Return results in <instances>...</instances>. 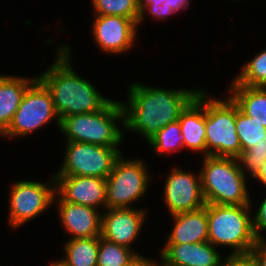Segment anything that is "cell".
Wrapping results in <instances>:
<instances>
[{"mask_svg": "<svg viewBox=\"0 0 266 266\" xmlns=\"http://www.w3.org/2000/svg\"><path fill=\"white\" fill-rule=\"evenodd\" d=\"M59 219L71 239L101 236L102 214L97 209L64 201L57 193Z\"/></svg>", "mask_w": 266, "mask_h": 266, "instance_id": "obj_16", "label": "cell"}, {"mask_svg": "<svg viewBox=\"0 0 266 266\" xmlns=\"http://www.w3.org/2000/svg\"><path fill=\"white\" fill-rule=\"evenodd\" d=\"M200 175L207 204H252L246 187L247 174L240 168L237 158L207 155Z\"/></svg>", "mask_w": 266, "mask_h": 266, "instance_id": "obj_3", "label": "cell"}, {"mask_svg": "<svg viewBox=\"0 0 266 266\" xmlns=\"http://www.w3.org/2000/svg\"><path fill=\"white\" fill-rule=\"evenodd\" d=\"M36 79L37 77L26 79L0 75V135L7 130L21 104L23 95Z\"/></svg>", "mask_w": 266, "mask_h": 266, "instance_id": "obj_19", "label": "cell"}, {"mask_svg": "<svg viewBox=\"0 0 266 266\" xmlns=\"http://www.w3.org/2000/svg\"><path fill=\"white\" fill-rule=\"evenodd\" d=\"M178 121L184 147L188 150L204 151V156H207L204 91L198 92L197 96L181 112Z\"/></svg>", "mask_w": 266, "mask_h": 266, "instance_id": "obj_17", "label": "cell"}, {"mask_svg": "<svg viewBox=\"0 0 266 266\" xmlns=\"http://www.w3.org/2000/svg\"><path fill=\"white\" fill-rule=\"evenodd\" d=\"M120 155L106 178V205L109 208H132L146 193L150 177L141 159L123 160Z\"/></svg>", "mask_w": 266, "mask_h": 266, "instance_id": "obj_7", "label": "cell"}, {"mask_svg": "<svg viewBox=\"0 0 266 266\" xmlns=\"http://www.w3.org/2000/svg\"><path fill=\"white\" fill-rule=\"evenodd\" d=\"M254 179L259 180L266 187V160L261 166V169L255 174Z\"/></svg>", "mask_w": 266, "mask_h": 266, "instance_id": "obj_35", "label": "cell"}, {"mask_svg": "<svg viewBox=\"0 0 266 266\" xmlns=\"http://www.w3.org/2000/svg\"><path fill=\"white\" fill-rule=\"evenodd\" d=\"M92 27L93 40L100 49L122 54L133 46L138 22L121 16L96 15Z\"/></svg>", "mask_w": 266, "mask_h": 266, "instance_id": "obj_12", "label": "cell"}, {"mask_svg": "<svg viewBox=\"0 0 266 266\" xmlns=\"http://www.w3.org/2000/svg\"><path fill=\"white\" fill-rule=\"evenodd\" d=\"M120 121L124 125L122 104L112 100L100 111L64 117L60 121V130L69 142L118 147L124 137L116 123Z\"/></svg>", "mask_w": 266, "mask_h": 266, "instance_id": "obj_4", "label": "cell"}, {"mask_svg": "<svg viewBox=\"0 0 266 266\" xmlns=\"http://www.w3.org/2000/svg\"><path fill=\"white\" fill-rule=\"evenodd\" d=\"M205 93V130L207 155L234 157L241 153L236 133V103L229 96L220 100Z\"/></svg>", "mask_w": 266, "mask_h": 266, "instance_id": "obj_6", "label": "cell"}, {"mask_svg": "<svg viewBox=\"0 0 266 266\" xmlns=\"http://www.w3.org/2000/svg\"><path fill=\"white\" fill-rule=\"evenodd\" d=\"M223 266H259L256 258L251 253L232 254L227 257Z\"/></svg>", "mask_w": 266, "mask_h": 266, "instance_id": "obj_29", "label": "cell"}, {"mask_svg": "<svg viewBox=\"0 0 266 266\" xmlns=\"http://www.w3.org/2000/svg\"><path fill=\"white\" fill-rule=\"evenodd\" d=\"M167 176L164 201L171 215L197 210L206 205L202 192L201 175L173 168Z\"/></svg>", "mask_w": 266, "mask_h": 266, "instance_id": "obj_11", "label": "cell"}, {"mask_svg": "<svg viewBox=\"0 0 266 266\" xmlns=\"http://www.w3.org/2000/svg\"><path fill=\"white\" fill-rule=\"evenodd\" d=\"M174 228L166 244H186L208 241L207 203L197 210L171 215Z\"/></svg>", "mask_w": 266, "mask_h": 266, "instance_id": "obj_18", "label": "cell"}, {"mask_svg": "<svg viewBox=\"0 0 266 266\" xmlns=\"http://www.w3.org/2000/svg\"><path fill=\"white\" fill-rule=\"evenodd\" d=\"M232 85L266 87V49L244 65Z\"/></svg>", "mask_w": 266, "mask_h": 266, "instance_id": "obj_24", "label": "cell"}, {"mask_svg": "<svg viewBox=\"0 0 266 266\" xmlns=\"http://www.w3.org/2000/svg\"><path fill=\"white\" fill-rule=\"evenodd\" d=\"M266 240H258L250 253L256 258L259 266H266Z\"/></svg>", "mask_w": 266, "mask_h": 266, "instance_id": "obj_31", "label": "cell"}, {"mask_svg": "<svg viewBox=\"0 0 266 266\" xmlns=\"http://www.w3.org/2000/svg\"><path fill=\"white\" fill-rule=\"evenodd\" d=\"M128 103L121 102L125 129L142 134L148 142L160 129L179 120L181 112L200 90H165L133 83Z\"/></svg>", "mask_w": 266, "mask_h": 266, "instance_id": "obj_1", "label": "cell"}, {"mask_svg": "<svg viewBox=\"0 0 266 266\" xmlns=\"http://www.w3.org/2000/svg\"><path fill=\"white\" fill-rule=\"evenodd\" d=\"M237 160L244 174H246L245 170H247L254 177L266 160V144H256L250 147L241 152Z\"/></svg>", "mask_w": 266, "mask_h": 266, "instance_id": "obj_27", "label": "cell"}, {"mask_svg": "<svg viewBox=\"0 0 266 266\" xmlns=\"http://www.w3.org/2000/svg\"><path fill=\"white\" fill-rule=\"evenodd\" d=\"M210 242L165 244L161 265L157 266H223L224 260Z\"/></svg>", "mask_w": 266, "mask_h": 266, "instance_id": "obj_15", "label": "cell"}, {"mask_svg": "<svg viewBox=\"0 0 266 266\" xmlns=\"http://www.w3.org/2000/svg\"><path fill=\"white\" fill-rule=\"evenodd\" d=\"M56 193L64 201L97 209L106 205V179L90 176H54ZM98 205V206H97Z\"/></svg>", "mask_w": 266, "mask_h": 266, "instance_id": "obj_14", "label": "cell"}, {"mask_svg": "<svg viewBox=\"0 0 266 266\" xmlns=\"http://www.w3.org/2000/svg\"><path fill=\"white\" fill-rule=\"evenodd\" d=\"M252 220L253 231L256 239L263 240L264 237L261 235V232L266 230V198H264V201L260 204L259 209L256 212V216H254Z\"/></svg>", "mask_w": 266, "mask_h": 266, "instance_id": "obj_28", "label": "cell"}, {"mask_svg": "<svg viewBox=\"0 0 266 266\" xmlns=\"http://www.w3.org/2000/svg\"><path fill=\"white\" fill-rule=\"evenodd\" d=\"M54 117H57V125L60 128L59 115L56 113L51 93L37 78L27 88L21 104L3 136L9 138L10 136L28 135L43 127Z\"/></svg>", "mask_w": 266, "mask_h": 266, "instance_id": "obj_9", "label": "cell"}, {"mask_svg": "<svg viewBox=\"0 0 266 266\" xmlns=\"http://www.w3.org/2000/svg\"><path fill=\"white\" fill-rule=\"evenodd\" d=\"M50 266H59L56 262L53 261Z\"/></svg>", "mask_w": 266, "mask_h": 266, "instance_id": "obj_36", "label": "cell"}, {"mask_svg": "<svg viewBox=\"0 0 266 266\" xmlns=\"http://www.w3.org/2000/svg\"><path fill=\"white\" fill-rule=\"evenodd\" d=\"M165 4L170 6L171 9L176 13L179 10L186 9L189 6V0H166Z\"/></svg>", "mask_w": 266, "mask_h": 266, "instance_id": "obj_32", "label": "cell"}, {"mask_svg": "<svg viewBox=\"0 0 266 266\" xmlns=\"http://www.w3.org/2000/svg\"><path fill=\"white\" fill-rule=\"evenodd\" d=\"M102 214L101 237L107 241L131 248L145 221V210L109 208Z\"/></svg>", "mask_w": 266, "mask_h": 266, "instance_id": "obj_13", "label": "cell"}, {"mask_svg": "<svg viewBox=\"0 0 266 266\" xmlns=\"http://www.w3.org/2000/svg\"><path fill=\"white\" fill-rule=\"evenodd\" d=\"M52 178L50 185L29 180L14 183L9 194L10 227L15 229L49 208L56 194V180Z\"/></svg>", "mask_w": 266, "mask_h": 266, "instance_id": "obj_10", "label": "cell"}, {"mask_svg": "<svg viewBox=\"0 0 266 266\" xmlns=\"http://www.w3.org/2000/svg\"><path fill=\"white\" fill-rule=\"evenodd\" d=\"M250 205L207 204L208 242L232 247V254L250 253L257 243Z\"/></svg>", "mask_w": 266, "mask_h": 266, "instance_id": "obj_5", "label": "cell"}, {"mask_svg": "<svg viewBox=\"0 0 266 266\" xmlns=\"http://www.w3.org/2000/svg\"><path fill=\"white\" fill-rule=\"evenodd\" d=\"M161 0H137V5H138V9L140 12V17L138 20V26L141 22H143V18H144V14H145V8L152 4V3H156V2H160Z\"/></svg>", "mask_w": 266, "mask_h": 266, "instance_id": "obj_34", "label": "cell"}, {"mask_svg": "<svg viewBox=\"0 0 266 266\" xmlns=\"http://www.w3.org/2000/svg\"><path fill=\"white\" fill-rule=\"evenodd\" d=\"M66 143L65 157L55 176H90L106 179L116 159L122 155L118 147L69 141Z\"/></svg>", "mask_w": 266, "mask_h": 266, "instance_id": "obj_8", "label": "cell"}, {"mask_svg": "<svg viewBox=\"0 0 266 266\" xmlns=\"http://www.w3.org/2000/svg\"><path fill=\"white\" fill-rule=\"evenodd\" d=\"M148 143L158 155L182 150L184 145L179 121L169 123L160 129Z\"/></svg>", "mask_w": 266, "mask_h": 266, "instance_id": "obj_25", "label": "cell"}, {"mask_svg": "<svg viewBox=\"0 0 266 266\" xmlns=\"http://www.w3.org/2000/svg\"><path fill=\"white\" fill-rule=\"evenodd\" d=\"M236 133L241 144V152L254 145L266 144V127L245 115L236 104Z\"/></svg>", "mask_w": 266, "mask_h": 266, "instance_id": "obj_22", "label": "cell"}, {"mask_svg": "<svg viewBox=\"0 0 266 266\" xmlns=\"http://www.w3.org/2000/svg\"><path fill=\"white\" fill-rule=\"evenodd\" d=\"M65 257L59 266H97L99 237L69 239L64 244Z\"/></svg>", "mask_w": 266, "mask_h": 266, "instance_id": "obj_21", "label": "cell"}, {"mask_svg": "<svg viewBox=\"0 0 266 266\" xmlns=\"http://www.w3.org/2000/svg\"><path fill=\"white\" fill-rule=\"evenodd\" d=\"M139 254L131 248L107 241L99 237L97 266H127Z\"/></svg>", "mask_w": 266, "mask_h": 266, "instance_id": "obj_23", "label": "cell"}, {"mask_svg": "<svg viewBox=\"0 0 266 266\" xmlns=\"http://www.w3.org/2000/svg\"><path fill=\"white\" fill-rule=\"evenodd\" d=\"M156 261L149 260V258L142 257L140 254L127 266H157Z\"/></svg>", "mask_w": 266, "mask_h": 266, "instance_id": "obj_33", "label": "cell"}, {"mask_svg": "<svg viewBox=\"0 0 266 266\" xmlns=\"http://www.w3.org/2000/svg\"><path fill=\"white\" fill-rule=\"evenodd\" d=\"M230 97L247 116L266 127V87L231 85Z\"/></svg>", "mask_w": 266, "mask_h": 266, "instance_id": "obj_20", "label": "cell"}, {"mask_svg": "<svg viewBox=\"0 0 266 266\" xmlns=\"http://www.w3.org/2000/svg\"><path fill=\"white\" fill-rule=\"evenodd\" d=\"M166 0H161L160 2L152 3L148 5L145 10L149 11V14L157 20L167 19V16L170 14H174L175 12L171 9L170 6L165 4Z\"/></svg>", "mask_w": 266, "mask_h": 266, "instance_id": "obj_30", "label": "cell"}, {"mask_svg": "<svg viewBox=\"0 0 266 266\" xmlns=\"http://www.w3.org/2000/svg\"><path fill=\"white\" fill-rule=\"evenodd\" d=\"M51 67L37 75L50 91L60 121L67 116L97 112L112 99L102 96L89 81L82 79L70 66V46H61Z\"/></svg>", "mask_w": 266, "mask_h": 266, "instance_id": "obj_2", "label": "cell"}, {"mask_svg": "<svg viewBox=\"0 0 266 266\" xmlns=\"http://www.w3.org/2000/svg\"><path fill=\"white\" fill-rule=\"evenodd\" d=\"M95 14L121 16L138 22L140 12L137 0H92Z\"/></svg>", "mask_w": 266, "mask_h": 266, "instance_id": "obj_26", "label": "cell"}]
</instances>
